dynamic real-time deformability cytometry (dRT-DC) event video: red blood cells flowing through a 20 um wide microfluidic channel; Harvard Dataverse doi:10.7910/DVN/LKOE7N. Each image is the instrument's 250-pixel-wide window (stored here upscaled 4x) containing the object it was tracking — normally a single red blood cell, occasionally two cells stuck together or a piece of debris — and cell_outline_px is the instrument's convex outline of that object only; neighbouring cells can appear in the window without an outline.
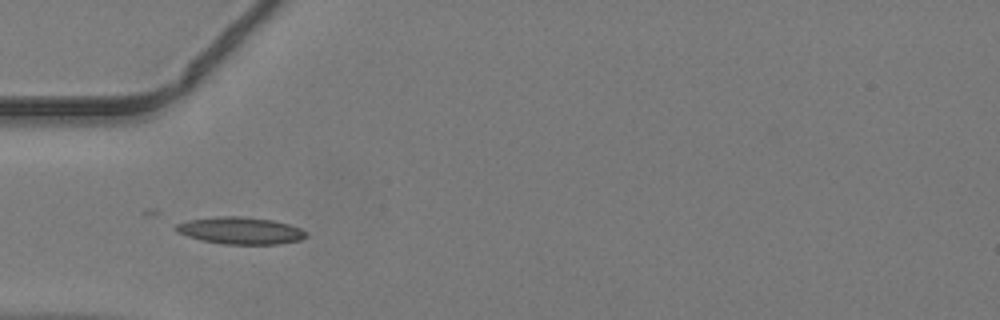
{"species": "common noctule bat (a hibernating species)", "species_latin": "Nyctalus noctula", "temperature_condition": "warm", "stored_images_in_passage": 3, "camera_frame_rate_fps": 3000, "um_per_image_px": 0.085, "animal": {"sex": "male", "body_mass_g": 19.2, "forearm_length_mm": 51.8}, "frame": {"image": 1, "passage_image": 1, "time_ms": 0.0, "image_size_px": [1000, 320], "cell_outline_px": [[308, 236], [300, 240], [280, 244], [224, 244], [200, 240], [176, 232], [172, 228], [176, 224], [188, 220], [216, 216], [240, 216], [272, 220], [288, 224], [300, 228], [308, 232]], "centroid_in_image_um": [20.42, 19.6], "position_along_channel_um": 64.6, "area_um2": 20.69}}